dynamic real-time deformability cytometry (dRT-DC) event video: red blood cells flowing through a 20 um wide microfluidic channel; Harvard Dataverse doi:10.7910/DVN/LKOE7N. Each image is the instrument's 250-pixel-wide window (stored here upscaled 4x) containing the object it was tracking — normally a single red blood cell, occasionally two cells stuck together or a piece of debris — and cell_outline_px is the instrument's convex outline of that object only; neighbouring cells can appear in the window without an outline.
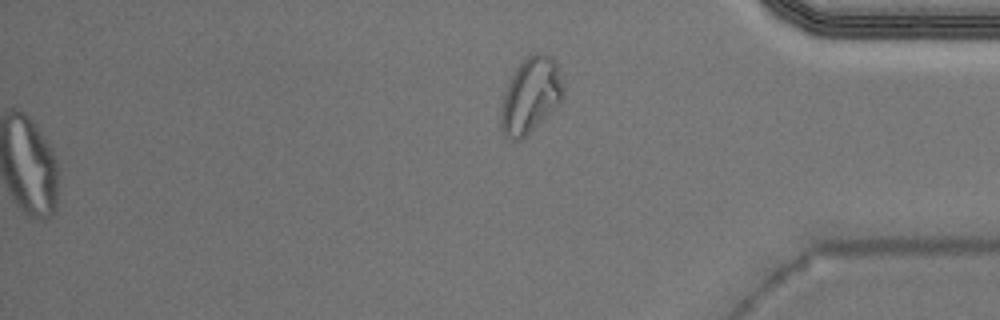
{"species": "Egyptian fruit bat (a non-hibernating species)", "species_latin": "Rousettus aegyptiacus", "temperature_condition": "warm", "stored_images_in_passage": 51, "segment_of_instrument_passage": [2, 2], "camera_frame_rate_fps": 3000, "um_per_image_px": 0.085, "animal": {"sex": "male"}, "frame": {"image": 1, "passage_image": 51, "time_ms": 16.667, "image_size_px": [1000, 320], "cell_outline_px": [[564, 92], [560, 100], [552, 112], [520, 140], [508, 140], [504, 136], [500, 128], [500, 108], [504, 92], [516, 68], [532, 52], [540, 52], [552, 56], [556, 60]], "centroid_in_image_um": [45.07, 8.12], "position_along_channel_um": 390.1, "area_um2": 27.46}}